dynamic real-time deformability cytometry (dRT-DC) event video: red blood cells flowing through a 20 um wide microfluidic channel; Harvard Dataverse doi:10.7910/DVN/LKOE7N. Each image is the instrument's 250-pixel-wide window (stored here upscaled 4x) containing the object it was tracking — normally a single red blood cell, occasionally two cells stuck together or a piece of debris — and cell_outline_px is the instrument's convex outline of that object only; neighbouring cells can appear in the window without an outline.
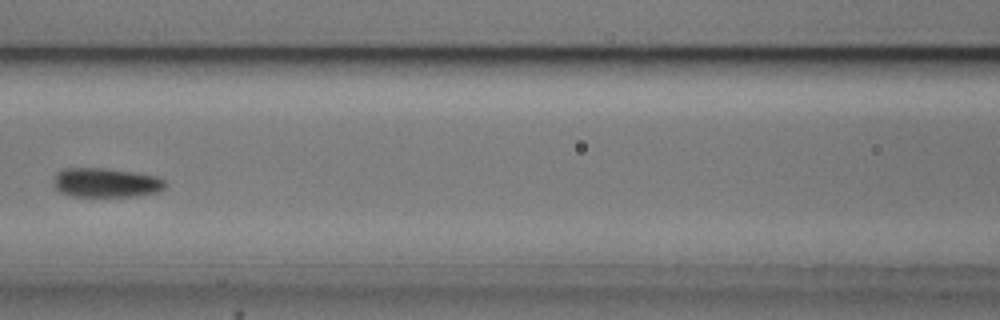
{"species": "common noctule bat (a hibernating species)", "species_latin": "Nyctalus noctula", "temperature_condition": "cold", "stored_images_in_passage": 6, "camera_frame_rate_fps": 3000, "um_per_image_px": 0.085, "animal": {"sex": "male", "body_mass_g": 20.5, "forearm_length_mm": 52.5}, "frame": {"image": 1, "passage_image": 6, "time_ms": 6.0, "image_size_px": [1000, 320], "cell_outline_px": [[168, 184], [160, 192], [136, 196], [72, 196], [60, 192], [56, 188], [52, 180], [56, 172], [64, 168], [108, 168], [156, 176], [164, 180]], "centroid_in_image_um": [9.01, 15.52], "position_along_channel_um": 157.6, "area_um2": 19.25}}